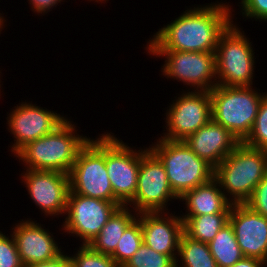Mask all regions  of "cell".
Here are the masks:
<instances>
[{
  "label": "cell",
  "instance_id": "5b68a950",
  "mask_svg": "<svg viewBox=\"0 0 267 267\" xmlns=\"http://www.w3.org/2000/svg\"><path fill=\"white\" fill-rule=\"evenodd\" d=\"M148 148L163 163L168 183L178 198L214 177V168L198 157L184 141L159 138Z\"/></svg>",
  "mask_w": 267,
  "mask_h": 267
},
{
  "label": "cell",
  "instance_id": "ba28073f",
  "mask_svg": "<svg viewBox=\"0 0 267 267\" xmlns=\"http://www.w3.org/2000/svg\"><path fill=\"white\" fill-rule=\"evenodd\" d=\"M147 51L150 55L165 57L161 72L167 79L181 81L193 91H211L217 85L215 52Z\"/></svg>",
  "mask_w": 267,
  "mask_h": 267
},
{
  "label": "cell",
  "instance_id": "4fadbf2b",
  "mask_svg": "<svg viewBox=\"0 0 267 267\" xmlns=\"http://www.w3.org/2000/svg\"><path fill=\"white\" fill-rule=\"evenodd\" d=\"M14 108L7 117L8 130L14 135V143L10 146L13 154L27 143L53 132L66 120L64 115L43 109L31 102H21Z\"/></svg>",
  "mask_w": 267,
  "mask_h": 267
},
{
  "label": "cell",
  "instance_id": "3957f363",
  "mask_svg": "<svg viewBox=\"0 0 267 267\" xmlns=\"http://www.w3.org/2000/svg\"><path fill=\"white\" fill-rule=\"evenodd\" d=\"M266 174L267 152L243 142L214 169V178L232 204H245Z\"/></svg>",
  "mask_w": 267,
  "mask_h": 267
},
{
  "label": "cell",
  "instance_id": "7402d4cb",
  "mask_svg": "<svg viewBox=\"0 0 267 267\" xmlns=\"http://www.w3.org/2000/svg\"><path fill=\"white\" fill-rule=\"evenodd\" d=\"M178 261L180 263H178ZM176 267H218V266L210 252L209 245L204 242H200L198 240L193 239L183 231L179 241Z\"/></svg>",
  "mask_w": 267,
  "mask_h": 267
},
{
  "label": "cell",
  "instance_id": "e575fe53",
  "mask_svg": "<svg viewBox=\"0 0 267 267\" xmlns=\"http://www.w3.org/2000/svg\"><path fill=\"white\" fill-rule=\"evenodd\" d=\"M90 1H95V2H97V3L100 1L101 3H104L103 1L106 2V1H108V0H90Z\"/></svg>",
  "mask_w": 267,
  "mask_h": 267
},
{
  "label": "cell",
  "instance_id": "7c38bea8",
  "mask_svg": "<svg viewBox=\"0 0 267 267\" xmlns=\"http://www.w3.org/2000/svg\"><path fill=\"white\" fill-rule=\"evenodd\" d=\"M105 165L113 195L126 206L135 196L140 149L129 147L113 133H105Z\"/></svg>",
  "mask_w": 267,
  "mask_h": 267
},
{
  "label": "cell",
  "instance_id": "7a4b0ae2",
  "mask_svg": "<svg viewBox=\"0 0 267 267\" xmlns=\"http://www.w3.org/2000/svg\"><path fill=\"white\" fill-rule=\"evenodd\" d=\"M69 120L53 132L27 143L14 155L19 162H24L25 169L70 173L78 152L90 138L79 135Z\"/></svg>",
  "mask_w": 267,
  "mask_h": 267
},
{
  "label": "cell",
  "instance_id": "4316f807",
  "mask_svg": "<svg viewBox=\"0 0 267 267\" xmlns=\"http://www.w3.org/2000/svg\"><path fill=\"white\" fill-rule=\"evenodd\" d=\"M243 143L249 147L267 151V94L262 98L251 133Z\"/></svg>",
  "mask_w": 267,
  "mask_h": 267
},
{
  "label": "cell",
  "instance_id": "8992f818",
  "mask_svg": "<svg viewBox=\"0 0 267 267\" xmlns=\"http://www.w3.org/2000/svg\"><path fill=\"white\" fill-rule=\"evenodd\" d=\"M231 23L221 34L215 51L217 85L252 86L255 52L244 31Z\"/></svg>",
  "mask_w": 267,
  "mask_h": 267
},
{
  "label": "cell",
  "instance_id": "2e32d148",
  "mask_svg": "<svg viewBox=\"0 0 267 267\" xmlns=\"http://www.w3.org/2000/svg\"><path fill=\"white\" fill-rule=\"evenodd\" d=\"M140 221L143 233V243L154 251L169 255L175 262L183 232L181 216L167 212H141Z\"/></svg>",
  "mask_w": 267,
  "mask_h": 267
},
{
  "label": "cell",
  "instance_id": "d6a6232c",
  "mask_svg": "<svg viewBox=\"0 0 267 267\" xmlns=\"http://www.w3.org/2000/svg\"><path fill=\"white\" fill-rule=\"evenodd\" d=\"M265 263L256 258L243 257L231 267H264ZM267 267V266H266Z\"/></svg>",
  "mask_w": 267,
  "mask_h": 267
},
{
  "label": "cell",
  "instance_id": "ffe728a7",
  "mask_svg": "<svg viewBox=\"0 0 267 267\" xmlns=\"http://www.w3.org/2000/svg\"><path fill=\"white\" fill-rule=\"evenodd\" d=\"M128 208L121 206L114 212L100 233L88 244L92 250L110 256L115 252L124 231L138 216L133 209Z\"/></svg>",
  "mask_w": 267,
  "mask_h": 267
},
{
  "label": "cell",
  "instance_id": "52a82bcc",
  "mask_svg": "<svg viewBox=\"0 0 267 267\" xmlns=\"http://www.w3.org/2000/svg\"><path fill=\"white\" fill-rule=\"evenodd\" d=\"M101 135V136H100ZM89 139L80 149L69 173L70 192L106 201H119L113 195L105 165V133Z\"/></svg>",
  "mask_w": 267,
  "mask_h": 267
},
{
  "label": "cell",
  "instance_id": "83f0119b",
  "mask_svg": "<svg viewBox=\"0 0 267 267\" xmlns=\"http://www.w3.org/2000/svg\"><path fill=\"white\" fill-rule=\"evenodd\" d=\"M0 267H25L17 251L12 233L10 236H6L0 231Z\"/></svg>",
  "mask_w": 267,
  "mask_h": 267
},
{
  "label": "cell",
  "instance_id": "1f68e13d",
  "mask_svg": "<svg viewBox=\"0 0 267 267\" xmlns=\"http://www.w3.org/2000/svg\"><path fill=\"white\" fill-rule=\"evenodd\" d=\"M26 267H72V264L70 262L69 255H67V253H63L54 260L30 264Z\"/></svg>",
  "mask_w": 267,
  "mask_h": 267
},
{
  "label": "cell",
  "instance_id": "44dd1931",
  "mask_svg": "<svg viewBox=\"0 0 267 267\" xmlns=\"http://www.w3.org/2000/svg\"><path fill=\"white\" fill-rule=\"evenodd\" d=\"M230 213H214L199 216H181L183 231L190 237L206 244L229 223Z\"/></svg>",
  "mask_w": 267,
  "mask_h": 267
},
{
  "label": "cell",
  "instance_id": "ac0fdd59",
  "mask_svg": "<svg viewBox=\"0 0 267 267\" xmlns=\"http://www.w3.org/2000/svg\"><path fill=\"white\" fill-rule=\"evenodd\" d=\"M184 142L214 169L241 143L228 129L212 119Z\"/></svg>",
  "mask_w": 267,
  "mask_h": 267
},
{
  "label": "cell",
  "instance_id": "f546056e",
  "mask_svg": "<svg viewBox=\"0 0 267 267\" xmlns=\"http://www.w3.org/2000/svg\"><path fill=\"white\" fill-rule=\"evenodd\" d=\"M239 3L242 16L246 19L267 21V0H241Z\"/></svg>",
  "mask_w": 267,
  "mask_h": 267
},
{
  "label": "cell",
  "instance_id": "cb8c5ba5",
  "mask_svg": "<svg viewBox=\"0 0 267 267\" xmlns=\"http://www.w3.org/2000/svg\"><path fill=\"white\" fill-rule=\"evenodd\" d=\"M143 244L140 221L136 218L124 231L111 258L123 267Z\"/></svg>",
  "mask_w": 267,
  "mask_h": 267
},
{
  "label": "cell",
  "instance_id": "5bb4252c",
  "mask_svg": "<svg viewBox=\"0 0 267 267\" xmlns=\"http://www.w3.org/2000/svg\"><path fill=\"white\" fill-rule=\"evenodd\" d=\"M24 173L22 183L26 185L28 194L38 209L46 216H64L70 192L69 174L31 169Z\"/></svg>",
  "mask_w": 267,
  "mask_h": 267
},
{
  "label": "cell",
  "instance_id": "484cf974",
  "mask_svg": "<svg viewBox=\"0 0 267 267\" xmlns=\"http://www.w3.org/2000/svg\"><path fill=\"white\" fill-rule=\"evenodd\" d=\"M80 245L77 253L69 256L72 267H120L110 255L95 252L88 245Z\"/></svg>",
  "mask_w": 267,
  "mask_h": 267
},
{
  "label": "cell",
  "instance_id": "d4e9b609",
  "mask_svg": "<svg viewBox=\"0 0 267 267\" xmlns=\"http://www.w3.org/2000/svg\"><path fill=\"white\" fill-rule=\"evenodd\" d=\"M123 267H176V262L143 243Z\"/></svg>",
  "mask_w": 267,
  "mask_h": 267
},
{
  "label": "cell",
  "instance_id": "f1b7e54d",
  "mask_svg": "<svg viewBox=\"0 0 267 267\" xmlns=\"http://www.w3.org/2000/svg\"><path fill=\"white\" fill-rule=\"evenodd\" d=\"M245 204L267 218V174L257 184L252 196Z\"/></svg>",
  "mask_w": 267,
  "mask_h": 267
},
{
  "label": "cell",
  "instance_id": "9c48e42d",
  "mask_svg": "<svg viewBox=\"0 0 267 267\" xmlns=\"http://www.w3.org/2000/svg\"><path fill=\"white\" fill-rule=\"evenodd\" d=\"M171 199V200H170ZM179 198L172 191L160 159L149 149H140V168L134 198L126 205L141 212H165L168 202ZM167 206V207H166Z\"/></svg>",
  "mask_w": 267,
  "mask_h": 267
},
{
  "label": "cell",
  "instance_id": "277c9868",
  "mask_svg": "<svg viewBox=\"0 0 267 267\" xmlns=\"http://www.w3.org/2000/svg\"><path fill=\"white\" fill-rule=\"evenodd\" d=\"M252 88L216 85L210 91L212 120L228 129L240 142L251 133L262 98L267 94Z\"/></svg>",
  "mask_w": 267,
  "mask_h": 267
},
{
  "label": "cell",
  "instance_id": "4dcf8cb0",
  "mask_svg": "<svg viewBox=\"0 0 267 267\" xmlns=\"http://www.w3.org/2000/svg\"><path fill=\"white\" fill-rule=\"evenodd\" d=\"M32 11L39 14H47L51 8L56 7L63 0H28Z\"/></svg>",
  "mask_w": 267,
  "mask_h": 267
},
{
  "label": "cell",
  "instance_id": "603a6c76",
  "mask_svg": "<svg viewBox=\"0 0 267 267\" xmlns=\"http://www.w3.org/2000/svg\"><path fill=\"white\" fill-rule=\"evenodd\" d=\"M208 245L218 267H231L244 257L230 223Z\"/></svg>",
  "mask_w": 267,
  "mask_h": 267
},
{
  "label": "cell",
  "instance_id": "836d02e7",
  "mask_svg": "<svg viewBox=\"0 0 267 267\" xmlns=\"http://www.w3.org/2000/svg\"><path fill=\"white\" fill-rule=\"evenodd\" d=\"M2 15V16H1ZM5 21H6V19H4V16H3V14H1L0 13V34H1V29H3V27H4V23H5Z\"/></svg>",
  "mask_w": 267,
  "mask_h": 267
},
{
  "label": "cell",
  "instance_id": "8fae6325",
  "mask_svg": "<svg viewBox=\"0 0 267 267\" xmlns=\"http://www.w3.org/2000/svg\"><path fill=\"white\" fill-rule=\"evenodd\" d=\"M184 92L166 111V132L161 138L184 141L212 119L210 91Z\"/></svg>",
  "mask_w": 267,
  "mask_h": 267
},
{
  "label": "cell",
  "instance_id": "d6986e66",
  "mask_svg": "<svg viewBox=\"0 0 267 267\" xmlns=\"http://www.w3.org/2000/svg\"><path fill=\"white\" fill-rule=\"evenodd\" d=\"M184 201L187 214L181 216H199L214 213H230L232 203L226 198L219 182L213 177L207 183L187 191L179 201Z\"/></svg>",
  "mask_w": 267,
  "mask_h": 267
},
{
  "label": "cell",
  "instance_id": "9a60e30c",
  "mask_svg": "<svg viewBox=\"0 0 267 267\" xmlns=\"http://www.w3.org/2000/svg\"><path fill=\"white\" fill-rule=\"evenodd\" d=\"M229 223L244 257L267 265V218L246 204H232Z\"/></svg>",
  "mask_w": 267,
  "mask_h": 267
},
{
  "label": "cell",
  "instance_id": "e0dca14e",
  "mask_svg": "<svg viewBox=\"0 0 267 267\" xmlns=\"http://www.w3.org/2000/svg\"><path fill=\"white\" fill-rule=\"evenodd\" d=\"M22 220L15 224L11 231L24 266L30 264L47 262L61 256V248L54 240L53 233L42 228L41 223H36L32 219Z\"/></svg>",
  "mask_w": 267,
  "mask_h": 267
},
{
  "label": "cell",
  "instance_id": "6da1fadb",
  "mask_svg": "<svg viewBox=\"0 0 267 267\" xmlns=\"http://www.w3.org/2000/svg\"><path fill=\"white\" fill-rule=\"evenodd\" d=\"M231 9L223 2L187 9L173 22L159 28L145 48L215 52L221 34L234 22Z\"/></svg>",
  "mask_w": 267,
  "mask_h": 267
},
{
  "label": "cell",
  "instance_id": "30bf717a",
  "mask_svg": "<svg viewBox=\"0 0 267 267\" xmlns=\"http://www.w3.org/2000/svg\"><path fill=\"white\" fill-rule=\"evenodd\" d=\"M121 206L120 201H106L69 192L62 228L88 245Z\"/></svg>",
  "mask_w": 267,
  "mask_h": 267
}]
</instances>
